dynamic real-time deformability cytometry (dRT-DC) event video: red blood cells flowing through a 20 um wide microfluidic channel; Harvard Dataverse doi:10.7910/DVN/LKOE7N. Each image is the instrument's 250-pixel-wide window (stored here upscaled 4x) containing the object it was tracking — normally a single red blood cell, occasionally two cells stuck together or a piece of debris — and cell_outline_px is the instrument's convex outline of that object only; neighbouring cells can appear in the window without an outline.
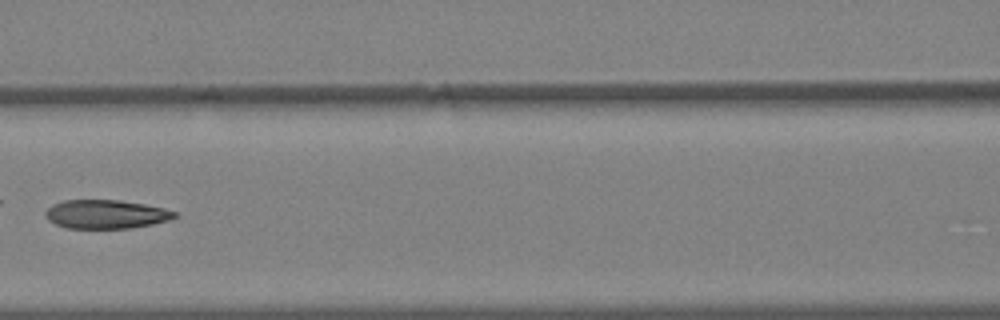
{"species": "Egyptian fruit bat (a non-hibernating species)", "species_latin": "Rousettus aegyptiacus", "temperature_condition": "warm", "stored_images_in_passage": 35, "camera_frame_rate_fps": 3000, "um_per_image_px": 0.085, "animal": {"sex": "female"}, "frame": {"image": 1, "passage_image": 16, "time_ms": 5.0, "image_size_px": [1000, 320], "cell_outline_px": [[176, 216], [168, 220], [152, 224], [128, 228], [68, 228], [56, 224], [48, 220], [48, 208], [52, 204], [64, 200], [116, 200], [144, 204], [164, 208], [176, 212]], "centroid_in_image_um": [9.01, 18.2], "position_along_channel_um": 157.6, "area_um2": 21.27}}
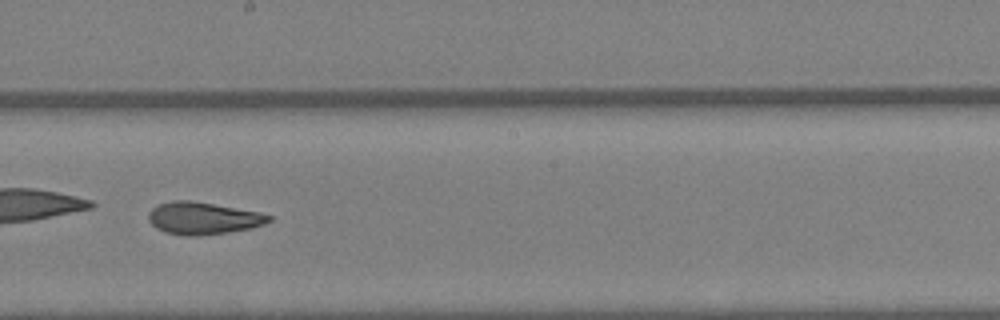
{"frame": {"image": 2, "passage_image": 20, "time_ms": 6.333, "image_size_px": [1000, 320], "cell_outline_px": [[272, 220], [264, 224], [252, 228], [228, 232], [196, 236], [188, 236], [164, 232], [156, 228], [148, 220], [148, 212], [152, 208], [160, 204], [172, 200], [192, 200], [256, 212], [272, 216]], "centroid_in_image_um": [17.22, 18.55], "position_along_channel_um": 231.0, "area_um2": 22.48}}
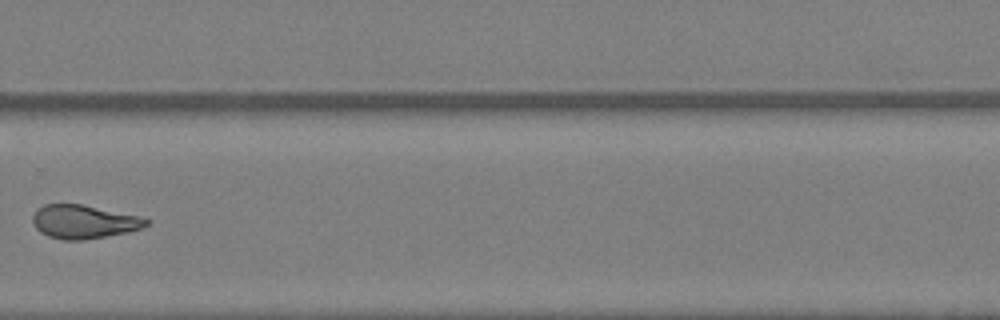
{"frame": {"image": 3, "passage_image": 25, "time_ms": 8.0, "image_size_px": [1000, 320], "cell_outline_px": [[152, 220], [148, 224], [140, 228], [128, 232], [84, 240], [64, 240], [48, 236], [40, 232], [32, 224], [32, 216], [44, 204], [80, 204], [140, 216]], "centroid_in_image_um": [7.12, 18.85], "position_along_channel_um": 322.7, "area_um2": 22.14}}